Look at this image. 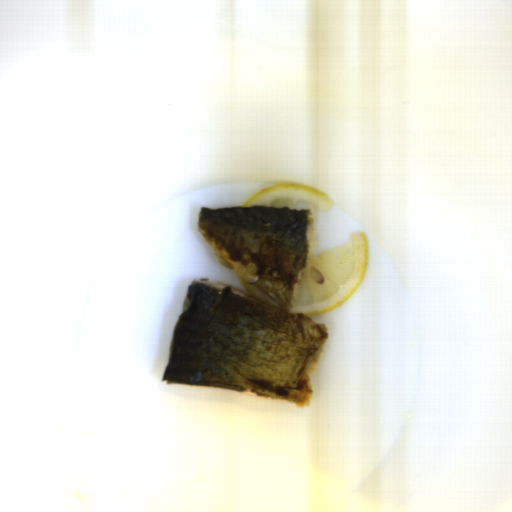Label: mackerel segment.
<instances>
[{
  "label": "mackerel segment",
  "mask_w": 512,
  "mask_h": 512,
  "mask_svg": "<svg viewBox=\"0 0 512 512\" xmlns=\"http://www.w3.org/2000/svg\"><path fill=\"white\" fill-rule=\"evenodd\" d=\"M311 209L200 208L197 225L244 291L190 280L162 381L309 405L325 325L293 311L313 234Z\"/></svg>",
  "instance_id": "mackerel-segment-1"
}]
</instances>
